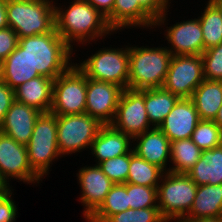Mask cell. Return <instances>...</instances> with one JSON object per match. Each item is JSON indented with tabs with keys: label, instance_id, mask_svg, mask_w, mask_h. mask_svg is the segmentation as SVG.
Masks as SVG:
<instances>
[{
	"label": "cell",
	"instance_id": "cell-1",
	"mask_svg": "<svg viewBox=\"0 0 222 222\" xmlns=\"http://www.w3.org/2000/svg\"><path fill=\"white\" fill-rule=\"evenodd\" d=\"M57 1L54 2L55 30L75 52L81 44L93 46L99 39L117 34L109 27L106 17L86 0H71L70 5L65 2L60 5Z\"/></svg>",
	"mask_w": 222,
	"mask_h": 222
},
{
	"label": "cell",
	"instance_id": "cell-2",
	"mask_svg": "<svg viewBox=\"0 0 222 222\" xmlns=\"http://www.w3.org/2000/svg\"><path fill=\"white\" fill-rule=\"evenodd\" d=\"M18 45L25 50L40 76L55 80L75 63V51L55 29L49 33L19 38Z\"/></svg>",
	"mask_w": 222,
	"mask_h": 222
},
{
	"label": "cell",
	"instance_id": "cell-3",
	"mask_svg": "<svg viewBox=\"0 0 222 222\" xmlns=\"http://www.w3.org/2000/svg\"><path fill=\"white\" fill-rule=\"evenodd\" d=\"M135 45L129 43L127 89L144 90L162 87L173 55L163 44L158 47Z\"/></svg>",
	"mask_w": 222,
	"mask_h": 222
},
{
	"label": "cell",
	"instance_id": "cell-4",
	"mask_svg": "<svg viewBox=\"0 0 222 222\" xmlns=\"http://www.w3.org/2000/svg\"><path fill=\"white\" fill-rule=\"evenodd\" d=\"M54 0H6L7 23L19 38L55 29Z\"/></svg>",
	"mask_w": 222,
	"mask_h": 222
},
{
	"label": "cell",
	"instance_id": "cell-5",
	"mask_svg": "<svg viewBox=\"0 0 222 222\" xmlns=\"http://www.w3.org/2000/svg\"><path fill=\"white\" fill-rule=\"evenodd\" d=\"M99 48L90 57L75 62L87 78L116 84L127 89L129 80V43L120 47Z\"/></svg>",
	"mask_w": 222,
	"mask_h": 222
},
{
	"label": "cell",
	"instance_id": "cell-6",
	"mask_svg": "<svg viewBox=\"0 0 222 222\" xmlns=\"http://www.w3.org/2000/svg\"><path fill=\"white\" fill-rule=\"evenodd\" d=\"M26 148L30 167L44 180L53 163L62 158L57 143L56 114L49 111L39 115Z\"/></svg>",
	"mask_w": 222,
	"mask_h": 222
},
{
	"label": "cell",
	"instance_id": "cell-7",
	"mask_svg": "<svg viewBox=\"0 0 222 222\" xmlns=\"http://www.w3.org/2000/svg\"><path fill=\"white\" fill-rule=\"evenodd\" d=\"M170 4L171 0H115L106 20L114 33L133 28L153 32L155 21L170 9Z\"/></svg>",
	"mask_w": 222,
	"mask_h": 222
},
{
	"label": "cell",
	"instance_id": "cell-8",
	"mask_svg": "<svg viewBox=\"0 0 222 222\" xmlns=\"http://www.w3.org/2000/svg\"><path fill=\"white\" fill-rule=\"evenodd\" d=\"M197 185L187 174L165 172L157 188L158 208L167 222L187 216L196 196Z\"/></svg>",
	"mask_w": 222,
	"mask_h": 222
},
{
	"label": "cell",
	"instance_id": "cell-9",
	"mask_svg": "<svg viewBox=\"0 0 222 222\" xmlns=\"http://www.w3.org/2000/svg\"><path fill=\"white\" fill-rule=\"evenodd\" d=\"M102 126L98 119L87 113L57 115V143L61 156L78 155L90 149Z\"/></svg>",
	"mask_w": 222,
	"mask_h": 222
},
{
	"label": "cell",
	"instance_id": "cell-10",
	"mask_svg": "<svg viewBox=\"0 0 222 222\" xmlns=\"http://www.w3.org/2000/svg\"><path fill=\"white\" fill-rule=\"evenodd\" d=\"M86 91L87 77L74 63L53 82L50 112L56 115L85 113Z\"/></svg>",
	"mask_w": 222,
	"mask_h": 222
},
{
	"label": "cell",
	"instance_id": "cell-11",
	"mask_svg": "<svg viewBox=\"0 0 222 222\" xmlns=\"http://www.w3.org/2000/svg\"><path fill=\"white\" fill-rule=\"evenodd\" d=\"M168 11H166L160 18L155 21L154 28H164L163 35L167 40L165 47L171 52L173 56L176 55H201L204 52L203 33L200 21L197 18H191L185 21L176 22L169 25Z\"/></svg>",
	"mask_w": 222,
	"mask_h": 222
},
{
	"label": "cell",
	"instance_id": "cell-12",
	"mask_svg": "<svg viewBox=\"0 0 222 222\" xmlns=\"http://www.w3.org/2000/svg\"><path fill=\"white\" fill-rule=\"evenodd\" d=\"M201 55L172 56L163 88L179 98H191L204 81Z\"/></svg>",
	"mask_w": 222,
	"mask_h": 222
},
{
	"label": "cell",
	"instance_id": "cell-13",
	"mask_svg": "<svg viewBox=\"0 0 222 222\" xmlns=\"http://www.w3.org/2000/svg\"><path fill=\"white\" fill-rule=\"evenodd\" d=\"M111 125L132 139L153 128L145 108L144 90H123Z\"/></svg>",
	"mask_w": 222,
	"mask_h": 222
},
{
	"label": "cell",
	"instance_id": "cell-14",
	"mask_svg": "<svg viewBox=\"0 0 222 222\" xmlns=\"http://www.w3.org/2000/svg\"><path fill=\"white\" fill-rule=\"evenodd\" d=\"M0 174L11 185L17 180L24 184H39L42 179L29 165L27 148L0 132Z\"/></svg>",
	"mask_w": 222,
	"mask_h": 222
},
{
	"label": "cell",
	"instance_id": "cell-15",
	"mask_svg": "<svg viewBox=\"0 0 222 222\" xmlns=\"http://www.w3.org/2000/svg\"><path fill=\"white\" fill-rule=\"evenodd\" d=\"M80 187L78 201L83 206L85 221L100 207L114 183L98 165H85L76 173Z\"/></svg>",
	"mask_w": 222,
	"mask_h": 222
},
{
	"label": "cell",
	"instance_id": "cell-16",
	"mask_svg": "<svg viewBox=\"0 0 222 222\" xmlns=\"http://www.w3.org/2000/svg\"><path fill=\"white\" fill-rule=\"evenodd\" d=\"M124 88L104 81L87 78L85 113L103 125L114 121L117 106Z\"/></svg>",
	"mask_w": 222,
	"mask_h": 222
},
{
	"label": "cell",
	"instance_id": "cell-17",
	"mask_svg": "<svg viewBox=\"0 0 222 222\" xmlns=\"http://www.w3.org/2000/svg\"><path fill=\"white\" fill-rule=\"evenodd\" d=\"M199 121L192 99L180 98L158 128L173 142L190 139Z\"/></svg>",
	"mask_w": 222,
	"mask_h": 222
},
{
	"label": "cell",
	"instance_id": "cell-18",
	"mask_svg": "<svg viewBox=\"0 0 222 222\" xmlns=\"http://www.w3.org/2000/svg\"><path fill=\"white\" fill-rule=\"evenodd\" d=\"M132 146L139 157L158 166L164 172L169 171L171 141L158 127L135 136Z\"/></svg>",
	"mask_w": 222,
	"mask_h": 222
},
{
	"label": "cell",
	"instance_id": "cell-19",
	"mask_svg": "<svg viewBox=\"0 0 222 222\" xmlns=\"http://www.w3.org/2000/svg\"><path fill=\"white\" fill-rule=\"evenodd\" d=\"M41 113L36 108L15 100L5 115L0 132L26 146Z\"/></svg>",
	"mask_w": 222,
	"mask_h": 222
},
{
	"label": "cell",
	"instance_id": "cell-20",
	"mask_svg": "<svg viewBox=\"0 0 222 222\" xmlns=\"http://www.w3.org/2000/svg\"><path fill=\"white\" fill-rule=\"evenodd\" d=\"M132 145L133 139L129 135L107 124L100 128L92 142L89 155L94 157V163L98 165L104 160L127 154L132 149Z\"/></svg>",
	"mask_w": 222,
	"mask_h": 222
},
{
	"label": "cell",
	"instance_id": "cell-21",
	"mask_svg": "<svg viewBox=\"0 0 222 222\" xmlns=\"http://www.w3.org/2000/svg\"><path fill=\"white\" fill-rule=\"evenodd\" d=\"M25 50L17 45L16 49L0 64V79L15 90L21 84L39 77Z\"/></svg>",
	"mask_w": 222,
	"mask_h": 222
},
{
	"label": "cell",
	"instance_id": "cell-22",
	"mask_svg": "<svg viewBox=\"0 0 222 222\" xmlns=\"http://www.w3.org/2000/svg\"><path fill=\"white\" fill-rule=\"evenodd\" d=\"M53 82L54 79L44 76L31 79L14 90L15 100L40 112H49L52 106Z\"/></svg>",
	"mask_w": 222,
	"mask_h": 222
},
{
	"label": "cell",
	"instance_id": "cell-23",
	"mask_svg": "<svg viewBox=\"0 0 222 222\" xmlns=\"http://www.w3.org/2000/svg\"><path fill=\"white\" fill-rule=\"evenodd\" d=\"M187 175L197 186L222 184V144L203 150L201 157Z\"/></svg>",
	"mask_w": 222,
	"mask_h": 222
},
{
	"label": "cell",
	"instance_id": "cell-24",
	"mask_svg": "<svg viewBox=\"0 0 222 222\" xmlns=\"http://www.w3.org/2000/svg\"><path fill=\"white\" fill-rule=\"evenodd\" d=\"M222 216V184L197 186L192 207L183 219H201Z\"/></svg>",
	"mask_w": 222,
	"mask_h": 222
},
{
	"label": "cell",
	"instance_id": "cell-25",
	"mask_svg": "<svg viewBox=\"0 0 222 222\" xmlns=\"http://www.w3.org/2000/svg\"><path fill=\"white\" fill-rule=\"evenodd\" d=\"M191 99L200 120H214L222 105V81L204 80Z\"/></svg>",
	"mask_w": 222,
	"mask_h": 222
},
{
	"label": "cell",
	"instance_id": "cell-26",
	"mask_svg": "<svg viewBox=\"0 0 222 222\" xmlns=\"http://www.w3.org/2000/svg\"><path fill=\"white\" fill-rule=\"evenodd\" d=\"M180 98L163 87L144 89V102L149 122L159 127Z\"/></svg>",
	"mask_w": 222,
	"mask_h": 222
},
{
	"label": "cell",
	"instance_id": "cell-27",
	"mask_svg": "<svg viewBox=\"0 0 222 222\" xmlns=\"http://www.w3.org/2000/svg\"><path fill=\"white\" fill-rule=\"evenodd\" d=\"M203 12L198 15L203 33L204 51L222 43V10L213 1L204 3Z\"/></svg>",
	"mask_w": 222,
	"mask_h": 222
},
{
	"label": "cell",
	"instance_id": "cell-28",
	"mask_svg": "<svg viewBox=\"0 0 222 222\" xmlns=\"http://www.w3.org/2000/svg\"><path fill=\"white\" fill-rule=\"evenodd\" d=\"M202 150L191 140L171 142L170 168L168 172L187 174L201 157Z\"/></svg>",
	"mask_w": 222,
	"mask_h": 222
},
{
	"label": "cell",
	"instance_id": "cell-29",
	"mask_svg": "<svg viewBox=\"0 0 222 222\" xmlns=\"http://www.w3.org/2000/svg\"><path fill=\"white\" fill-rule=\"evenodd\" d=\"M164 173L158 166L139 157L133 148L130 150V166L126 183L158 188Z\"/></svg>",
	"mask_w": 222,
	"mask_h": 222
},
{
	"label": "cell",
	"instance_id": "cell-30",
	"mask_svg": "<svg viewBox=\"0 0 222 222\" xmlns=\"http://www.w3.org/2000/svg\"><path fill=\"white\" fill-rule=\"evenodd\" d=\"M130 209L127 183L114 184L100 207L86 222H105L110 216Z\"/></svg>",
	"mask_w": 222,
	"mask_h": 222
},
{
	"label": "cell",
	"instance_id": "cell-31",
	"mask_svg": "<svg viewBox=\"0 0 222 222\" xmlns=\"http://www.w3.org/2000/svg\"><path fill=\"white\" fill-rule=\"evenodd\" d=\"M202 151L222 144V129L213 120H200L190 138Z\"/></svg>",
	"mask_w": 222,
	"mask_h": 222
},
{
	"label": "cell",
	"instance_id": "cell-32",
	"mask_svg": "<svg viewBox=\"0 0 222 222\" xmlns=\"http://www.w3.org/2000/svg\"><path fill=\"white\" fill-rule=\"evenodd\" d=\"M130 209L158 207L157 188L127 183Z\"/></svg>",
	"mask_w": 222,
	"mask_h": 222
},
{
	"label": "cell",
	"instance_id": "cell-33",
	"mask_svg": "<svg viewBox=\"0 0 222 222\" xmlns=\"http://www.w3.org/2000/svg\"><path fill=\"white\" fill-rule=\"evenodd\" d=\"M98 166L114 184L126 183L130 166V151L127 154L104 160Z\"/></svg>",
	"mask_w": 222,
	"mask_h": 222
},
{
	"label": "cell",
	"instance_id": "cell-34",
	"mask_svg": "<svg viewBox=\"0 0 222 222\" xmlns=\"http://www.w3.org/2000/svg\"><path fill=\"white\" fill-rule=\"evenodd\" d=\"M105 222H167L158 207L127 209L110 216Z\"/></svg>",
	"mask_w": 222,
	"mask_h": 222
},
{
	"label": "cell",
	"instance_id": "cell-35",
	"mask_svg": "<svg viewBox=\"0 0 222 222\" xmlns=\"http://www.w3.org/2000/svg\"><path fill=\"white\" fill-rule=\"evenodd\" d=\"M205 80L222 81V43L201 54Z\"/></svg>",
	"mask_w": 222,
	"mask_h": 222
},
{
	"label": "cell",
	"instance_id": "cell-36",
	"mask_svg": "<svg viewBox=\"0 0 222 222\" xmlns=\"http://www.w3.org/2000/svg\"><path fill=\"white\" fill-rule=\"evenodd\" d=\"M18 35L10 28L0 29V64L16 49Z\"/></svg>",
	"mask_w": 222,
	"mask_h": 222
},
{
	"label": "cell",
	"instance_id": "cell-37",
	"mask_svg": "<svg viewBox=\"0 0 222 222\" xmlns=\"http://www.w3.org/2000/svg\"><path fill=\"white\" fill-rule=\"evenodd\" d=\"M13 193L14 189L0 196V222H15L18 217V204L14 201Z\"/></svg>",
	"mask_w": 222,
	"mask_h": 222
},
{
	"label": "cell",
	"instance_id": "cell-38",
	"mask_svg": "<svg viewBox=\"0 0 222 222\" xmlns=\"http://www.w3.org/2000/svg\"><path fill=\"white\" fill-rule=\"evenodd\" d=\"M15 101V92L0 79V126L2 125L7 111Z\"/></svg>",
	"mask_w": 222,
	"mask_h": 222
},
{
	"label": "cell",
	"instance_id": "cell-39",
	"mask_svg": "<svg viewBox=\"0 0 222 222\" xmlns=\"http://www.w3.org/2000/svg\"><path fill=\"white\" fill-rule=\"evenodd\" d=\"M96 8L103 16L107 17L113 10L115 0H86Z\"/></svg>",
	"mask_w": 222,
	"mask_h": 222
},
{
	"label": "cell",
	"instance_id": "cell-40",
	"mask_svg": "<svg viewBox=\"0 0 222 222\" xmlns=\"http://www.w3.org/2000/svg\"><path fill=\"white\" fill-rule=\"evenodd\" d=\"M9 27L6 17V0H0V29Z\"/></svg>",
	"mask_w": 222,
	"mask_h": 222
},
{
	"label": "cell",
	"instance_id": "cell-41",
	"mask_svg": "<svg viewBox=\"0 0 222 222\" xmlns=\"http://www.w3.org/2000/svg\"><path fill=\"white\" fill-rule=\"evenodd\" d=\"M9 185L8 182L0 174V196L7 194L10 190L13 189V186Z\"/></svg>",
	"mask_w": 222,
	"mask_h": 222
},
{
	"label": "cell",
	"instance_id": "cell-42",
	"mask_svg": "<svg viewBox=\"0 0 222 222\" xmlns=\"http://www.w3.org/2000/svg\"><path fill=\"white\" fill-rule=\"evenodd\" d=\"M213 121L222 129V105Z\"/></svg>",
	"mask_w": 222,
	"mask_h": 222
},
{
	"label": "cell",
	"instance_id": "cell-43",
	"mask_svg": "<svg viewBox=\"0 0 222 222\" xmlns=\"http://www.w3.org/2000/svg\"><path fill=\"white\" fill-rule=\"evenodd\" d=\"M222 10V0H213Z\"/></svg>",
	"mask_w": 222,
	"mask_h": 222
}]
</instances>
